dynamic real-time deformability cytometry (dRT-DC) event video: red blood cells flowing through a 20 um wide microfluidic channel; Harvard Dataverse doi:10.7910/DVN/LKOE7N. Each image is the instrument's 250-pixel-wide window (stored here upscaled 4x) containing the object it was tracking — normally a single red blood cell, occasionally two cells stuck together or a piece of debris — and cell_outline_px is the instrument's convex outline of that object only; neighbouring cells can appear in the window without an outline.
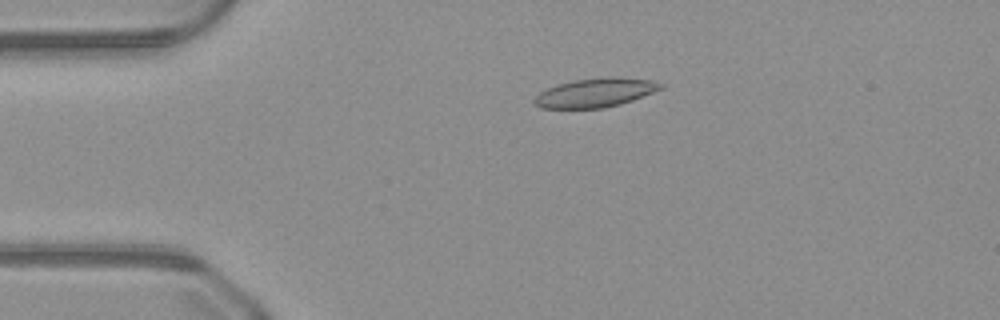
{"species": "common noctule bat (a hibernating species)", "species_latin": "Nyctalus noctula", "temperature_condition": "warm", "stored_images_in_passage": 50, "camera_frame_rate_fps": 3000, "um_per_image_px": 0.085, "animal": {"sex": "male", "body_mass_g": 23.1, "forearm_length_mm": 52.7}, "frame": {"image": 1, "passage_image": 11, "time_ms": 3.333, "image_size_px": [1000, 320], "cell_outline_px": [[664, 88], [632, 100], [620, 104], [604, 108], [540, 108], [532, 100], [540, 92], [556, 84], [572, 80], [608, 76], [616, 76], [648, 80], [664, 84]], "centroid_in_image_um": [50.6, 7.87], "position_along_channel_um": 34.4, "area_um2": 21.39}}
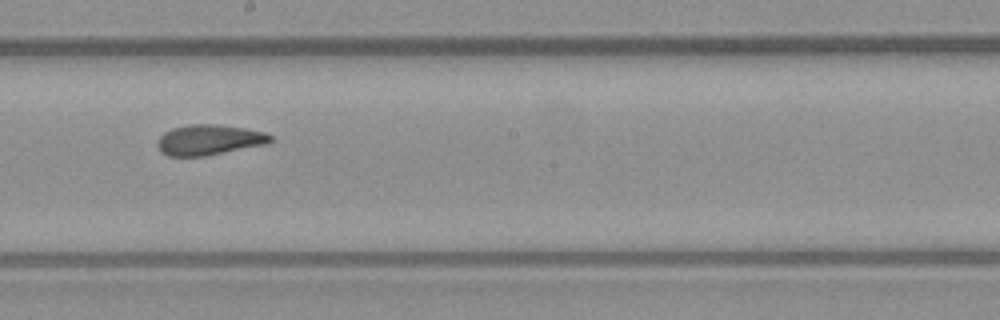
{"frame": {"image": 2, "passage_image": 28, "time_ms": 9.0, "image_size_px": [1000, 320], "cell_outline_px": [[276, 136], [272, 140], [264, 144], [204, 156], [168, 156], [160, 152], [156, 144], [156, 140], [164, 132], [172, 128], [192, 124], [216, 124], [244, 128], [264, 132]], "centroid_in_image_um": [17.73, 11.88], "position_along_channel_um": 230.5, "area_um2": 20.0}}
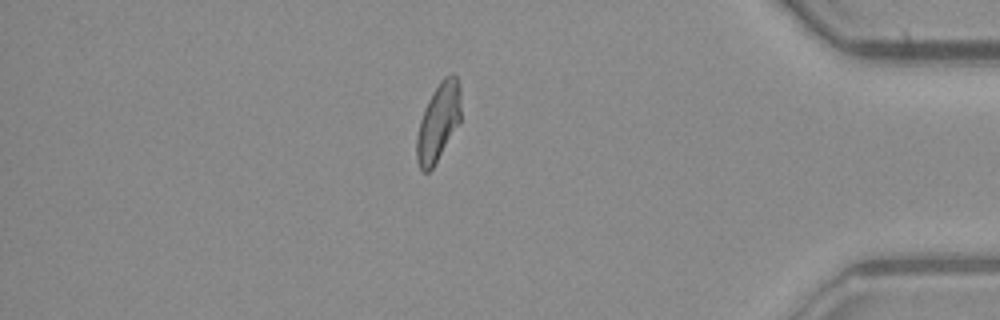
{"frame": {"image": 3, "passage_image": 43, "time_ms": 14.0, "image_size_px": [1000, 320], "cell_outline_px": [[460, 124], [432, 168], [428, 172], [424, 172], [420, 168], [416, 160], [416, 136], [420, 120], [424, 108], [432, 92], [440, 80], [444, 76], [452, 72], [460, 80]], "centroid_in_image_um": [37.26, 10.34], "position_along_channel_um": 397.9, "area_um2": 20.4}}